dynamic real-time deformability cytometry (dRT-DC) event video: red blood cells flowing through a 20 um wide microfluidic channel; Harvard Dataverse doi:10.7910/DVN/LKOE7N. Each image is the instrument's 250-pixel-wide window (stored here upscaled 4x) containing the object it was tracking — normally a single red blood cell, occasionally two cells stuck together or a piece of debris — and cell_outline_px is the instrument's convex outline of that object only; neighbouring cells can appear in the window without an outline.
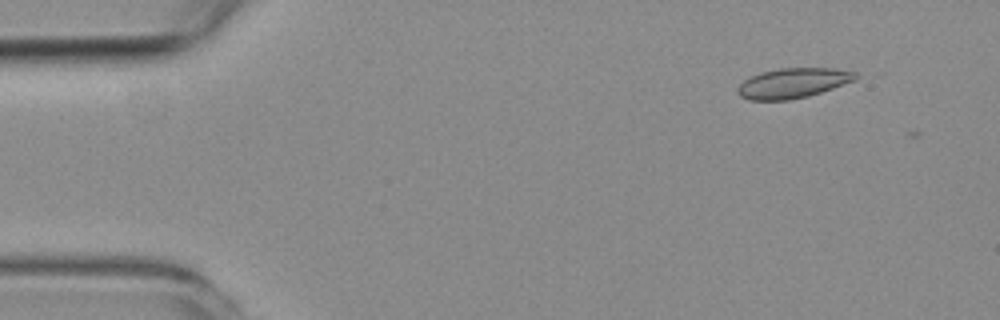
{"species": "common noctule bat (a hibernating species)", "species_latin": "Nyctalus noctula", "temperature_condition": "room temperature", "stored_images_in_passage": 7, "camera_frame_rate_fps": 3000, "um_per_image_px": 0.085, "animal": {"sex": "female", "body_mass_g": 19.3, "forearm_length_mm": 54.1}, "frame": {"image": 1, "passage_image": 3, "time_ms": 0.667, "image_size_px": [1000, 320], "cell_outline_px": [[860, 76], [856, 80], [808, 96], [788, 100], [748, 100], [740, 96], [736, 92], [736, 88], [748, 76], [760, 72], [780, 68], [832, 68], [856, 72]], "centroid_in_image_um": [67.37, 7.06], "position_along_channel_um": 17.6, "area_um2": 20.75}}